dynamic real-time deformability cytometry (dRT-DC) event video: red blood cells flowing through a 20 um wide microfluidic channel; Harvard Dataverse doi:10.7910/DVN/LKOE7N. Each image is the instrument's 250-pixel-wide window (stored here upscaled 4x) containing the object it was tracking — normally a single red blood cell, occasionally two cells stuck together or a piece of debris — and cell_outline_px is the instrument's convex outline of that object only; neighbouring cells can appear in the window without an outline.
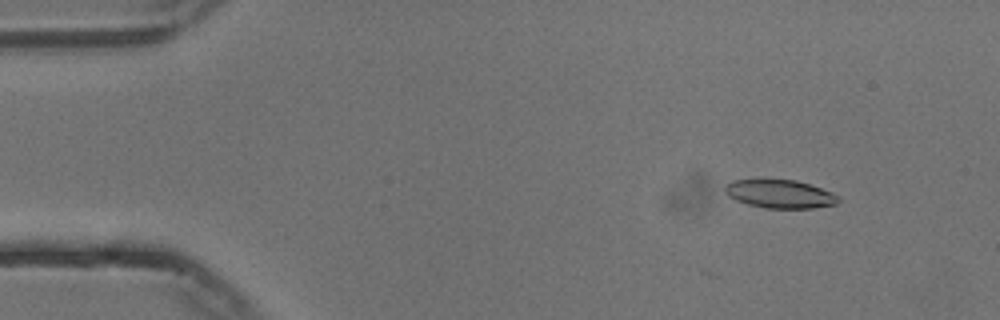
{"species": "common noctule bat (a hibernating species)", "species_latin": "Nyctalus noctula", "temperature_condition": "cold", "stored_images_in_passage": 10, "camera_frame_rate_fps": 3000, "um_per_image_px": 0.085, "animal": {"sex": "male", "body_mass_g": 13.3}, "frame": {"image": 1, "passage_image": 6, "time_ms": 1.667, "image_size_px": [1000, 320], "cell_outline_px": [[840, 200], [836, 204], [812, 208], [764, 208], [748, 204], [736, 200], [728, 196], [724, 192], [724, 184], [732, 180], [796, 180], [832, 192], [840, 196]], "centroid_in_image_um": [66.28, 16.49], "position_along_channel_um": 18.7, "area_um2": 18.73}}